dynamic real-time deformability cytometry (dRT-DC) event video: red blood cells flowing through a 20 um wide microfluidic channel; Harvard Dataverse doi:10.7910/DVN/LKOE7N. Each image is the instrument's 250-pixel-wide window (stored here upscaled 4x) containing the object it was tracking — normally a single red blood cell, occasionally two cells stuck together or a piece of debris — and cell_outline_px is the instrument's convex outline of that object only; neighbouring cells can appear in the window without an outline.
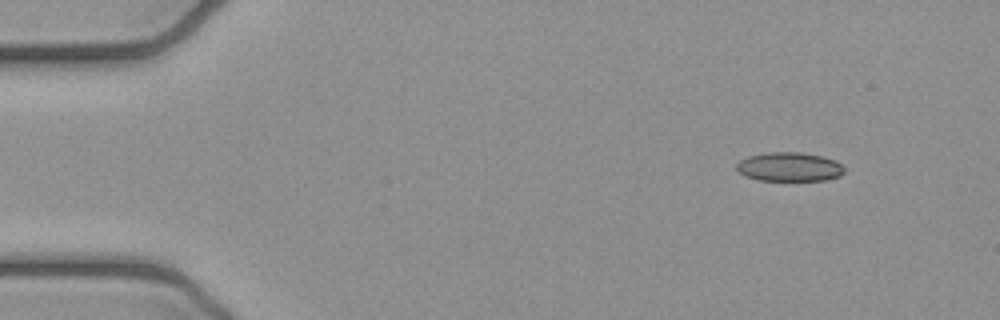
{"species": "common noctule bat (a hibernating species)", "species_latin": "Nyctalus noctula", "temperature_condition": "cold", "stored_images_in_passage": 6, "camera_frame_rate_fps": 3000, "um_per_image_px": 0.085, "animal": {"sex": "female", "body_mass_g": 21.9}, "frame": {"image": 1, "passage_image": 1, "time_ms": 0.0, "image_size_px": [1000, 320], "cell_outline_px": [[844, 172], [840, 176], [824, 180], [760, 180], [744, 176], [736, 168], [736, 164], [740, 160], [748, 156], [764, 152], [800, 152], [820, 156], [836, 160], [844, 168]], "centroid_in_image_um": [67.08, 14.17], "position_along_channel_um": 17.9, "area_um2": 18.21}}
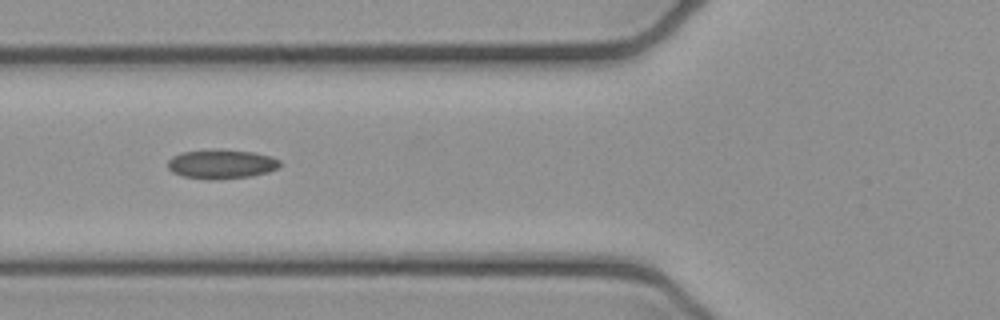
{"frame": {"image": 2, "passage_image": 5, "time_ms": 1.333, "image_size_px": [1000, 320], "cell_outline_px": [[280, 164], [276, 168], [268, 172], [252, 176], [208, 180], [184, 176], [172, 172], [168, 168], [168, 160], [172, 156], [184, 152], [216, 148], [256, 152], [272, 156], [280, 160]], "centroid_in_image_um": [18.83, 13.93], "position_along_channel_um": 107.0, "area_um2": 19.31}}
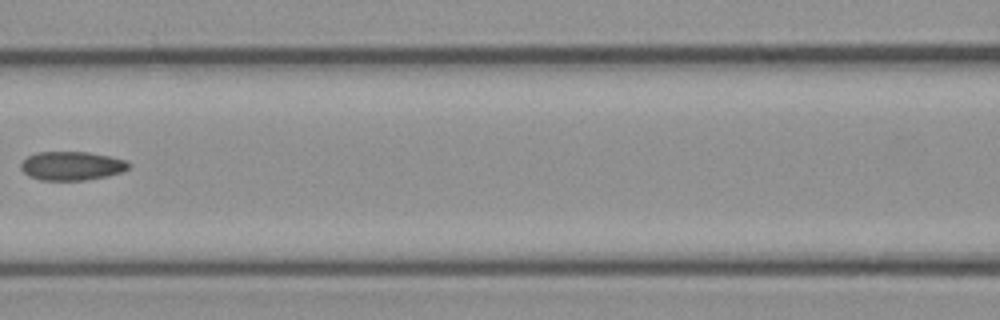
{"frame": {"image": 3, "passage_image": 6, "time_ms": 1.667, "image_size_px": [1000, 320], "cell_outline_px": [[132, 164], [124, 172], [108, 176], [84, 180], [40, 180], [28, 176], [20, 168], [20, 164], [28, 156], [36, 152], [88, 152], [128, 160]], "centroid_in_image_um": [6.13, 14.1], "position_along_channel_um": 160.5, "area_um2": 18.26}}